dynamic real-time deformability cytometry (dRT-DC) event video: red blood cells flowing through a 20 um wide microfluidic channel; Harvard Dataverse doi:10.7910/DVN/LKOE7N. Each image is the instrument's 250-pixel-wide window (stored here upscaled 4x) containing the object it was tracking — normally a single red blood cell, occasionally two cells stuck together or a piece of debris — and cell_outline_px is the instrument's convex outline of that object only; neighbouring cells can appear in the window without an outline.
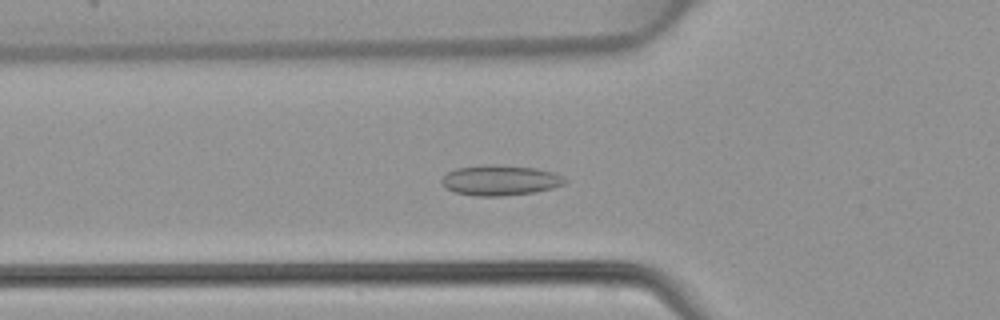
{"species": "common noctule bat (a hibernating species)", "species_latin": "Nyctalus noctula", "temperature_condition": "warm", "stored_images_in_passage": 48, "camera_frame_rate_fps": 3000, "um_per_image_px": 0.085, "animal": {"sex": "female", "body_mass_g": 22.7, "forearm_length_mm": 54.2}, "frame": {"image": 1, "passage_image": 17, "time_ms": 5.333, "image_size_px": [1000, 320], "cell_outline_px": [[568, 180], [564, 184], [552, 188], [532, 192], [500, 196], [476, 196], [456, 192], [448, 188], [440, 180], [448, 172], [456, 168], [492, 164], [536, 168], [552, 172], [564, 176]], "centroid_in_image_um": [42.54, 15.31], "position_along_channel_um": 83.3, "area_um2": 21.5}}
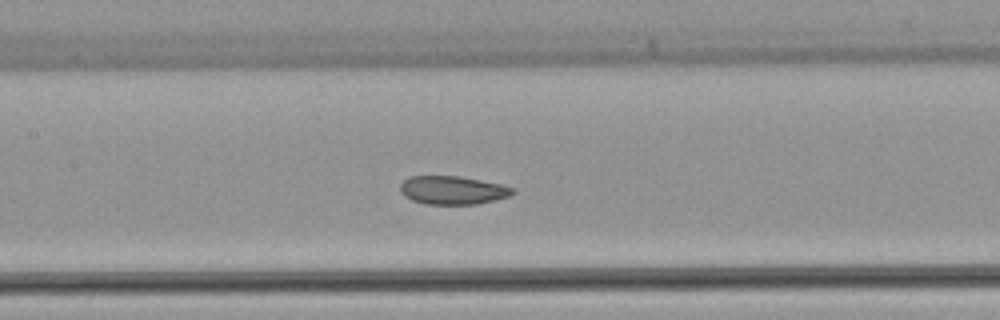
{"frame": {"image": 2, "passage_image": 23, "time_ms": 7.333, "image_size_px": [1000, 320], "cell_outline_px": [[516, 192], [508, 196], [496, 200], [476, 204], [424, 204], [412, 200], [404, 196], [400, 192], [400, 184], [408, 176], [460, 176], [500, 184], [516, 188]], "centroid_in_image_um": [38.47, 16.16], "position_along_channel_um": 168.9, "area_um2": 18.73}}
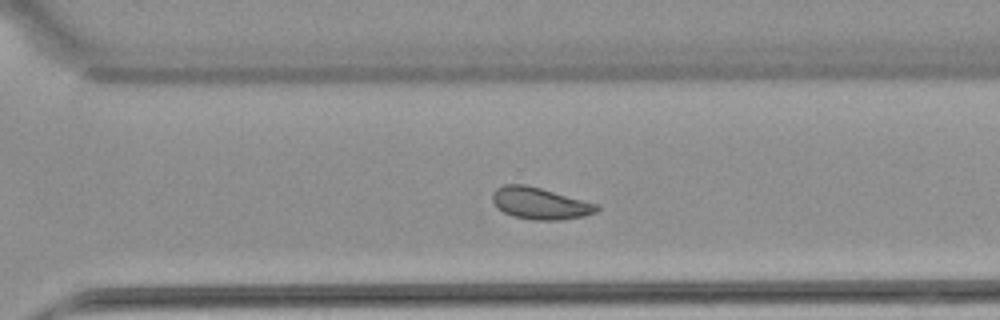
{"frame": {"image": 3, "passage_image": 34, "time_ms": 11.0, "image_size_px": [1000, 320], "cell_outline_px": [[600, 208], [596, 212], [584, 216], [560, 220], [536, 220], [512, 216], [496, 208], [492, 200], [492, 192], [496, 188], [504, 184], [524, 184], [540, 188], [600, 204]], "centroid_in_image_um": [45.9, 17.28], "position_along_channel_um": 324.7, "area_um2": 19.48}}